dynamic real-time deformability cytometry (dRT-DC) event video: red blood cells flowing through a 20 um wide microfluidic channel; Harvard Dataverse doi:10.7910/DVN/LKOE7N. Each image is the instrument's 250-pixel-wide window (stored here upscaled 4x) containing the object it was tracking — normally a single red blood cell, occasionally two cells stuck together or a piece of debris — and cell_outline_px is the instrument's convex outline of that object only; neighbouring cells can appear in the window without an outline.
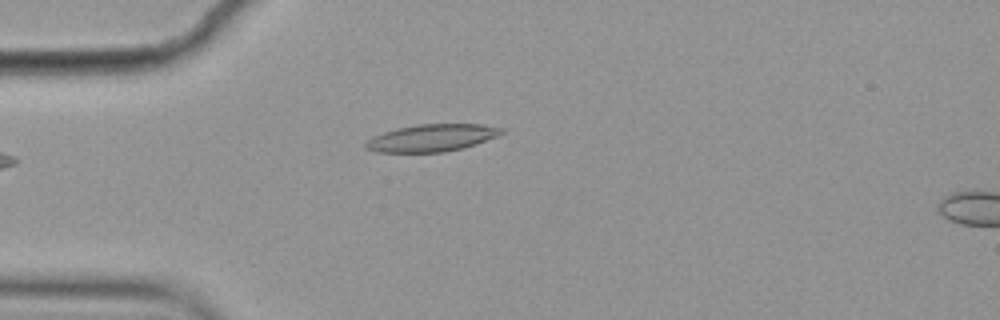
{"species": "common noctule bat (a hibernating species)", "species_latin": "Nyctalus noctula", "temperature_condition": "cold", "stored_images_in_passage": 4, "camera_frame_rate_fps": 3000, "um_per_image_px": 0.085, "animal": {"sex": "female", "body_mass_g": 19.9}, "frame": {"image": 1, "passage_image": 4, "time_ms": 1.0, "image_size_px": [1000, 320], "cell_outline_px": [[504, 132], [496, 136], [476, 144], [464, 148], [444, 152], [376, 152], [364, 148], [364, 144], [372, 136], [396, 128], [416, 124], [480, 124], [504, 128]], "centroid_in_image_um": [36.68, 11.72], "position_along_channel_um": 48.3, "area_um2": 21.62}}